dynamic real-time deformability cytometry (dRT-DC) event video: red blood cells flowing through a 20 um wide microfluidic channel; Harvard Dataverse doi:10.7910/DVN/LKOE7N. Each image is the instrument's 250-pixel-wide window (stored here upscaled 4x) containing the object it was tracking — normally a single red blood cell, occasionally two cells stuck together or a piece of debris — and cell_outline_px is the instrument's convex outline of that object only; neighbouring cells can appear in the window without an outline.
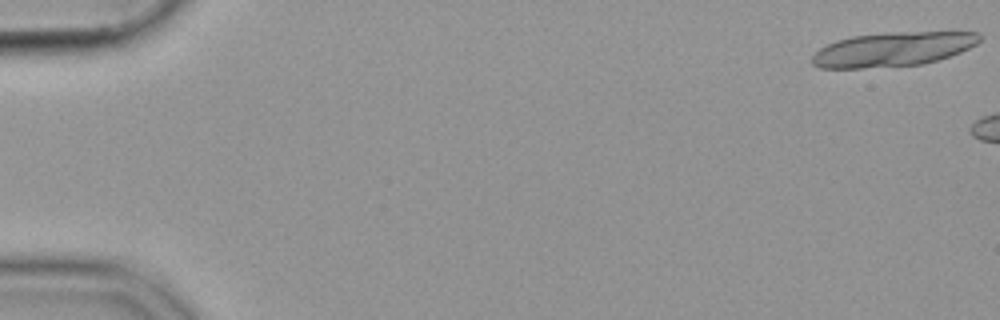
{"species": "common noctule bat (a hibernating species)", "species_latin": "Nyctalus noctula", "temperature_condition": "cold", "stored_images_in_passage": 6, "camera_frame_rate_fps": 3000, "um_per_image_px": 0.085, "animal": {"sex": "female", "body_mass_g": 19.9}, "frame": {"image": 1, "passage_image": 1, "time_ms": 0.0, "image_size_px": [1000, 320], "cell_outline_px": [[980, 40], [976, 44], [960, 52], [924, 64], [860, 68], [820, 68], [812, 64], [812, 56], [820, 48], [836, 40], [852, 36], [888, 32], [980, 32]], "centroid_in_image_um": [75.87, 4.18], "position_along_channel_um": 9.1, "area_um2": 33.23}}